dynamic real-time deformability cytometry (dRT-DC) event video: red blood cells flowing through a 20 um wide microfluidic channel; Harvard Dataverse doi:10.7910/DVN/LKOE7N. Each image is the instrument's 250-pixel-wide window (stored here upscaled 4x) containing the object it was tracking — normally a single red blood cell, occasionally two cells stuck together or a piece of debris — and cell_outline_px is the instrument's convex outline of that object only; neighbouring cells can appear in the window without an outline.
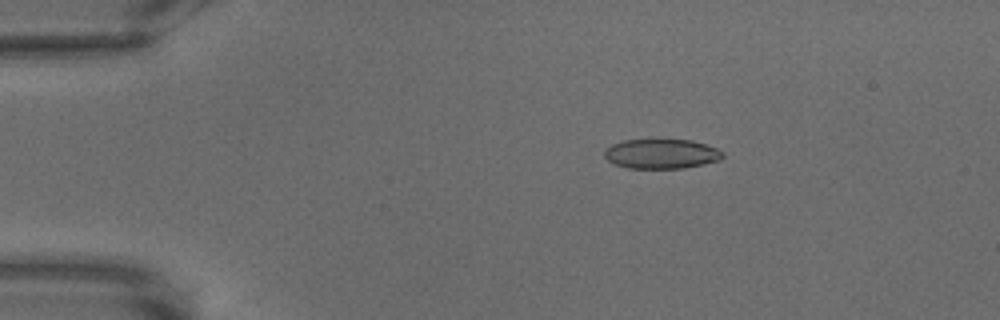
{"species": "common noctule bat (a hibernating species)", "species_latin": "Nyctalus noctula", "temperature_condition": "warm", "stored_images_in_passage": 69, "camera_frame_rate_fps": 3000, "um_per_image_px": 0.085, "animal": {"sex": "male", "body_mass_g": 18.8}, "frame": {"image": 1, "passage_image": 13, "time_ms": 4.0, "image_size_px": [1000, 320], "cell_outline_px": [[724, 156], [720, 160], [704, 164], [684, 168], [628, 168], [616, 164], [608, 160], [604, 156], [604, 152], [612, 144], [624, 140], [692, 140], [716, 148], [724, 152]], "centroid_in_image_um": [56.25, 13.08], "position_along_channel_um": 28.8, "area_um2": 20.29}}
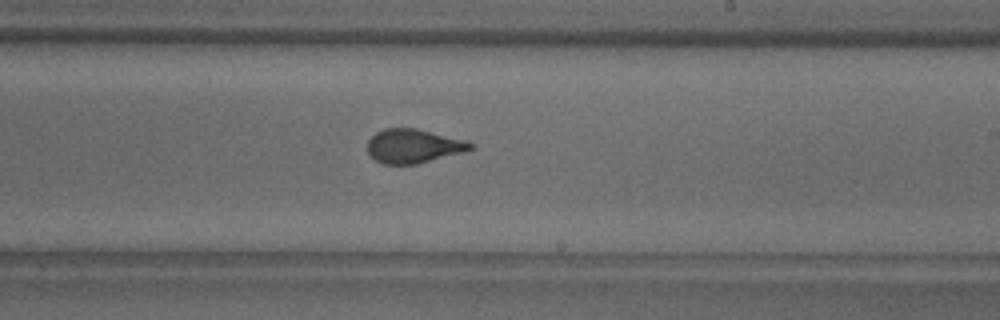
{"frame": {"image": 2, "passage_image": 42, "time_ms": 13.667, "image_size_px": [1000, 320], "cell_outline_px": [[476, 148], [464, 152], [416, 164], [380, 164], [368, 152], [368, 140], [376, 132], [384, 128], [416, 128], [464, 140], [476, 144]], "centroid_in_image_um": [35.16, 12.41], "position_along_channel_um": 253.8, "area_um2": 20.4}}
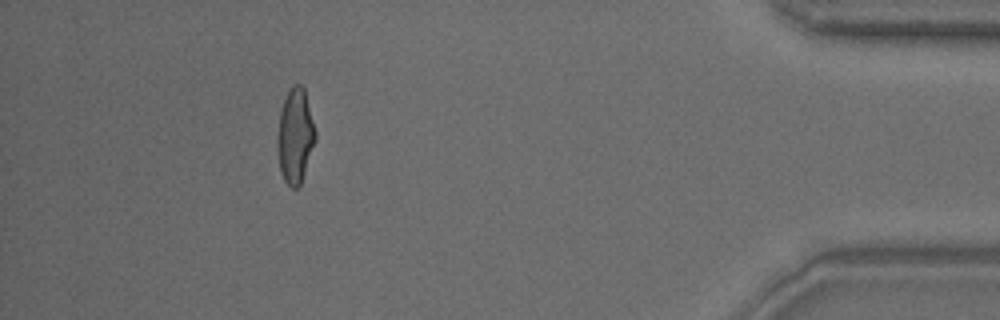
{"frame": {"image": 3, "passage_image": 63, "time_ms": 20.667, "image_size_px": [1000, 320], "cell_outline_px": [[316, 140], [300, 184], [296, 188], [292, 188], [284, 180], [280, 172], [276, 148], [276, 136], [280, 108], [292, 84], [300, 84], [304, 88], [316, 132]], "centroid_in_image_um": [25.06, 11.55], "position_along_channel_um": 410.1, "area_um2": 21.15}}